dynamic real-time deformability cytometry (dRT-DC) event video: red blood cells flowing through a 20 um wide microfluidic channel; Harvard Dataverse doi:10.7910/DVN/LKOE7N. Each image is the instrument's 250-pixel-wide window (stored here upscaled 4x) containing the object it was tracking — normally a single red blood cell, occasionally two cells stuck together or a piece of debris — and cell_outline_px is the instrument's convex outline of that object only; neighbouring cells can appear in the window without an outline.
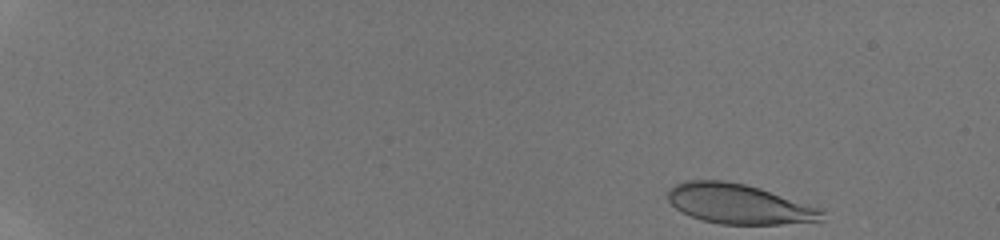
{"species": "human", "species_latin": "Homo sapiens", "temperature_condition": "room temperature", "stored_images_in_passage": 13, "camera_frame_rate_fps": 3000, "um_per_image_px": 0.085, "donor": {"sex": "male"}, "frame": {"image": 1, "passage_image": 1, "time_ms": 0.0, "image_size_px": [1000, 240], "cell_outline_px": [[824, 220], [780, 224], [720, 224], [700, 220], [680, 212], [668, 200], [668, 188], [684, 180], [724, 180], [744, 184], [760, 188], [824, 208]], "centroid_in_image_um": [62.82, 17.33], "position_along_channel_um": 22.2, "area_um2": 36.18}}
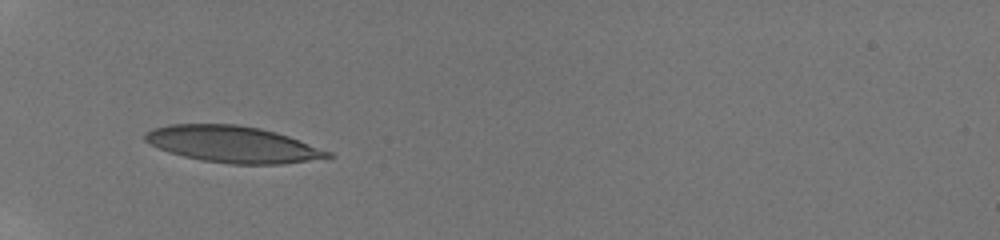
{"frame": {"image": 2, "passage_image": 10, "time_ms": 4.667, "image_size_px": [1000, 240], "cell_outline_px": [[336, 156], [284, 164], [228, 164], [200, 160], [168, 152], [148, 144], [144, 140], [144, 132], [152, 128], [168, 124], [236, 124], [260, 128], [276, 132], [288, 136], [332, 152]], "centroid_in_image_um": [19.75, 12.26], "position_along_channel_um": 65.3, "area_um2": 39.07}}
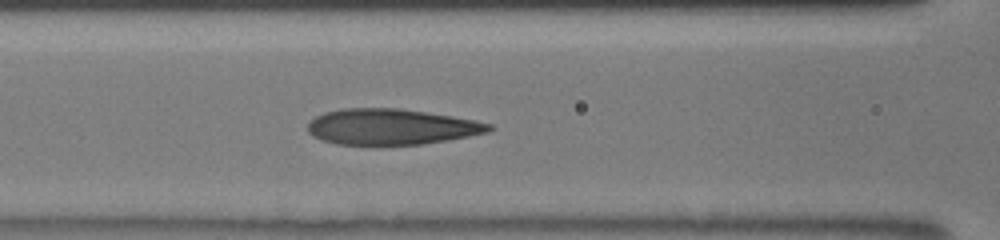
{"frame": {"image": 3, "passage_image": 13, "time_ms": 6.667, "image_size_px": [1000, 240], "cell_outline_px": [[496, 128], [488, 132], [448, 140], [424, 144], [380, 148], [376, 148], [336, 144], [320, 140], [312, 136], [308, 132], [308, 124], [316, 116], [324, 112], [340, 108], [400, 108], [452, 116], [476, 120], [492, 124]], "centroid_in_image_um": [33.23, 10.82], "position_along_channel_um": 133.4, "area_um2": 39.25}}